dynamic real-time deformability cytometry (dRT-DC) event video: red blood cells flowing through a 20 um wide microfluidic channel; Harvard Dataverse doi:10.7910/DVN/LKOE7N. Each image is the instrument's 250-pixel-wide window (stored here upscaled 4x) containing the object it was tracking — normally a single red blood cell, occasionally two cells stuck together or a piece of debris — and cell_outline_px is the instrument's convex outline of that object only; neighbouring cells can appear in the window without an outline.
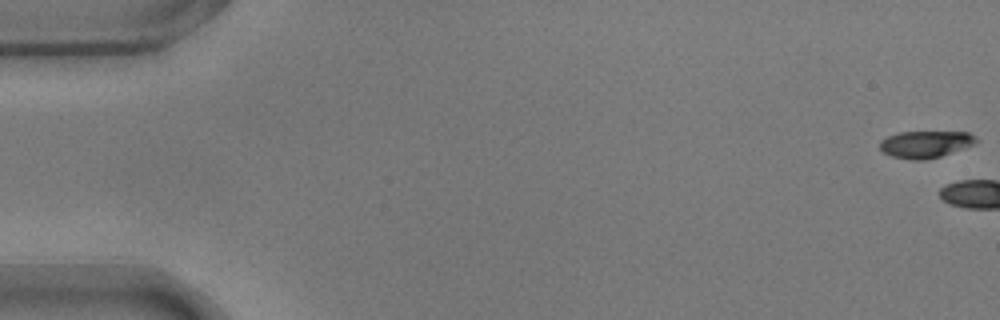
{"species": "common noctule bat (a hibernating species)", "species_latin": "Nyctalus noctula", "temperature_condition": "warm", "stored_images_in_passage": 3, "camera_frame_rate_fps": 3000, "um_per_image_px": 0.085, "animal": {"sex": "male", "body_mass_g": 17.9}, "frame": {"image": 1, "passage_image": 1, "time_ms": 0.0, "image_size_px": [1000, 320], "cell_outline_px": [[980, 140], [976, 144], [940, 156], [924, 160], [912, 160], [892, 156], [884, 152], [880, 148], [880, 140], [888, 136], [900, 132], [968, 132]], "centroid_in_image_um": [78.69, 12.26], "position_along_channel_um": 6.3, "area_um2": 15.09}}